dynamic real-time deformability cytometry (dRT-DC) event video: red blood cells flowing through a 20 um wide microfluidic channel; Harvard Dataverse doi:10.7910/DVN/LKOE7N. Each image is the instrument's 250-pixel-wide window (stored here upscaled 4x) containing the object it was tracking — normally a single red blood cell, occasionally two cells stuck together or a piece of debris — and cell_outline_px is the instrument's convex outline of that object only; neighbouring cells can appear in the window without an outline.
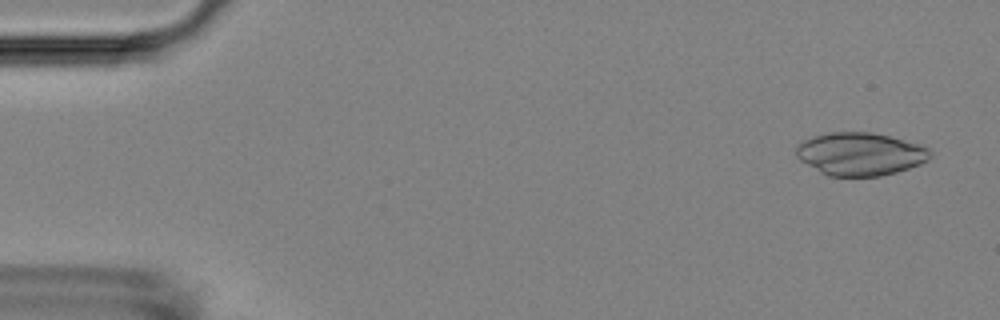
{"species": "Egyptian fruit bat (a non-hibernating species)", "species_latin": "Rousettus aegyptiacus", "temperature_condition": "room temperature", "stored_images_in_passage": 54, "camera_frame_rate_fps": 3000, "um_per_image_px": 0.085, "animal": {"sex": "female"}, "frame": {"image": 1, "passage_image": 3, "time_ms": 0.667, "image_size_px": [1000, 320], "cell_outline_px": [[932, 156], [928, 160], [920, 164], [896, 172], [880, 176], [828, 176], [820, 172], [800, 160], [796, 156], [796, 144], [804, 140], [816, 136], [832, 132], [872, 132], [888, 136], [916, 144], [928, 148], [932, 152]], "centroid_in_image_um": [73.1, 13.09], "position_along_channel_um": 11.9, "area_um2": 33.29}}
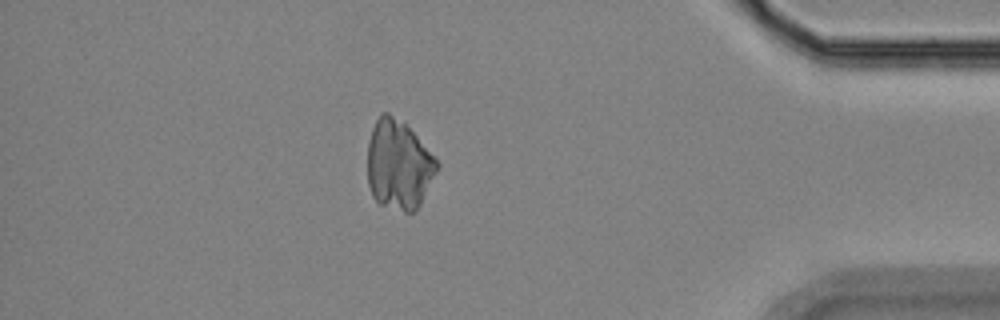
{"frame": {"image": 2, "passage_image": 47, "time_ms": 15.333, "image_size_px": [1000, 320], "cell_outline_px": [[440, 164], [416, 212], [404, 212], [380, 204], [372, 196], [368, 184], [368, 144], [372, 128], [380, 112], [388, 112], [404, 120]], "centroid_in_image_um": [33.88, 13.98], "position_along_channel_um": 401.3, "area_um2": 36.41}}